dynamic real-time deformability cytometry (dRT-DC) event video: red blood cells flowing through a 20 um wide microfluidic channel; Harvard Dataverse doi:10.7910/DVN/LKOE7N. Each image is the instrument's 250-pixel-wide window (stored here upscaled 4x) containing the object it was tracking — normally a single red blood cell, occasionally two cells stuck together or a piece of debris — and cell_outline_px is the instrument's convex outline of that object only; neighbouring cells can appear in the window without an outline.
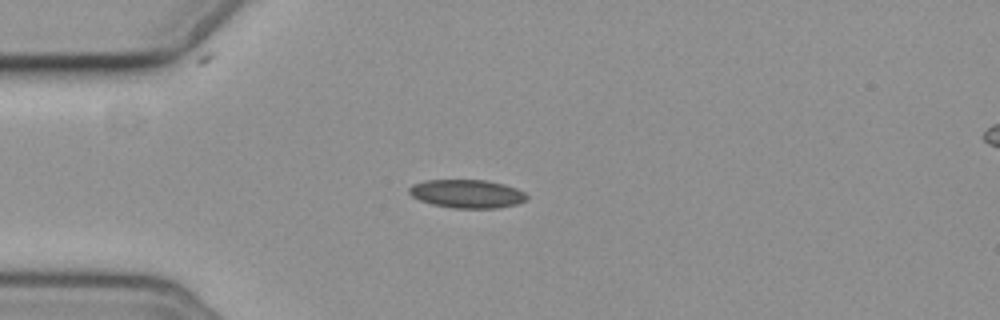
{"species": "common noctule bat (a hibernating species)", "species_latin": "Nyctalus noctula", "temperature_condition": "cold", "stored_images_in_passage": 6, "camera_frame_rate_fps": 3000, "um_per_image_px": 0.085, "animal": {"sex": "female", "body_mass_g": 19.3, "forearm_length_mm": 54.1}, "frame": {"image": 1, "passage_image": 1, "time_ms": 0.0, "image_size_px": [1000, 320], "cell_outline_px": [[528, 200], [516, 204], [496, 208], [452, 208], [432, 204], [420, 200], [412, 196], [408, 192], [408, 188], [412, 184], [424, 180], [488, 180], [504, 184], [516, 188], [524, 192], [528, 196]], "centroid_in_image_um": [39.69, 16.46], "position_along_channel_um": 45.3, "area_um2": 19.59}}
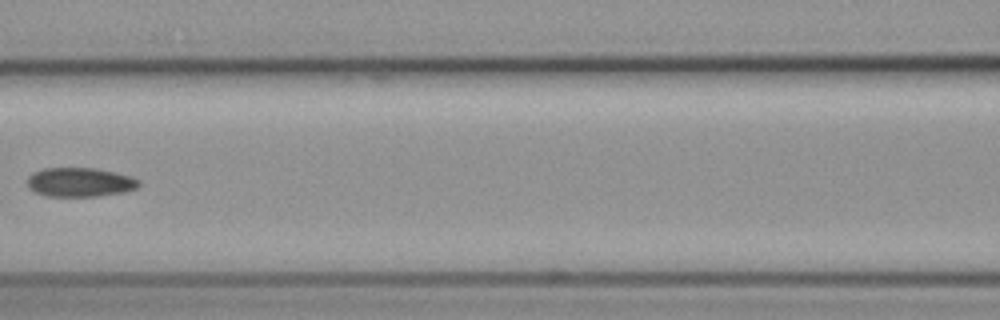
{"frame": {"image": 2, "passage_image": 4, "time_ms": 3.667, "image_size_px": [1000, 320], "cell_outline_px": [[140, 184], [136, 188], [124, 192], [96, 196], [44, 196], [28, 188], [28, 176], [32, 172], [44, 168], [96, 168], [128, 176], [140, 180]], "centroid_in_image_um": [6.75, 15.49], "position_along_channel_um": 159.8, "area_um2": 18.84}}
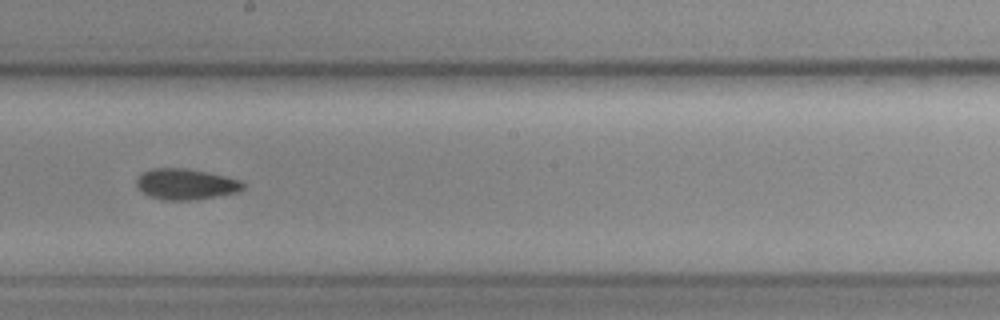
{"frame": {"image": 3, "passage_image": 6, "time_ms": 5.667, "image_size_px": [1000, 320], "cell_outline_px": [[244, 188], [236, 192], [196, 200], [160, 200], [148, 196], [136, 184], [136, 180], [140, 172], [152, 168], [184, 168], [224, 176], [240, 180], [244, 184]], "centroid_in_image_um": [15.74, 15.66], "position_along_channel_um": 232.5, "area_um2": 19.07}}